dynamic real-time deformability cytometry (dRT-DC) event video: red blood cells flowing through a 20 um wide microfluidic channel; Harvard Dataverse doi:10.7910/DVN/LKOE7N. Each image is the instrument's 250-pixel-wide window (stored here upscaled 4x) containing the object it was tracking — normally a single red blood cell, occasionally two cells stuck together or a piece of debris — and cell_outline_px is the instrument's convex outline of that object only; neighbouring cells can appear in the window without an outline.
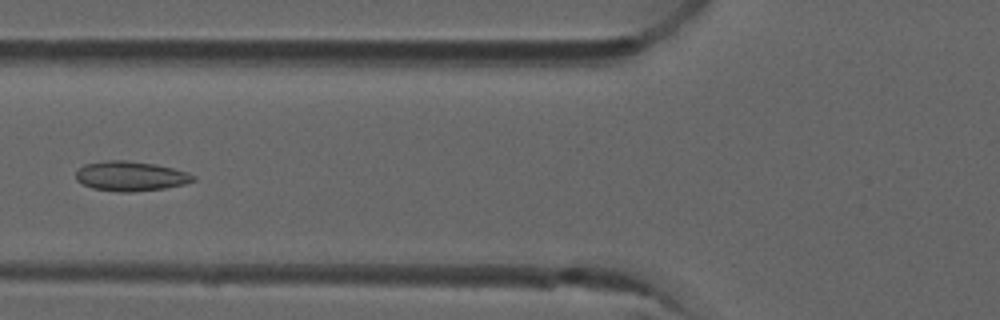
{"species": "common noctule bat (a hibernating species)", "species_latin": "Nyctalus noctula", "temperature_condition": "room temperature", "stored_images_in_passage": 4, "camera_frame_rate_fps": 3000, "um_per_image_px": 0.085, "animal": {"sex": "male", "forearm_length_mm": 52.5}, "frame": {"image": 1, "passage_image": 4, "time_ms": 1.0, "image_size_px": [1000, 320], "cell_outline_px": [[196, 180], [184, 184], [164, 188], [128, 192], [120, 192], [92, 188], [76, 180], [76, 172], [84, 164], [104, 160], [124, 160], [156, 164], [188, 172], [196, 176]], "centroid_in_image_um": [11.11, 14.96], "position_along_channel_um": 114.7, "area_um2": 20.29}}